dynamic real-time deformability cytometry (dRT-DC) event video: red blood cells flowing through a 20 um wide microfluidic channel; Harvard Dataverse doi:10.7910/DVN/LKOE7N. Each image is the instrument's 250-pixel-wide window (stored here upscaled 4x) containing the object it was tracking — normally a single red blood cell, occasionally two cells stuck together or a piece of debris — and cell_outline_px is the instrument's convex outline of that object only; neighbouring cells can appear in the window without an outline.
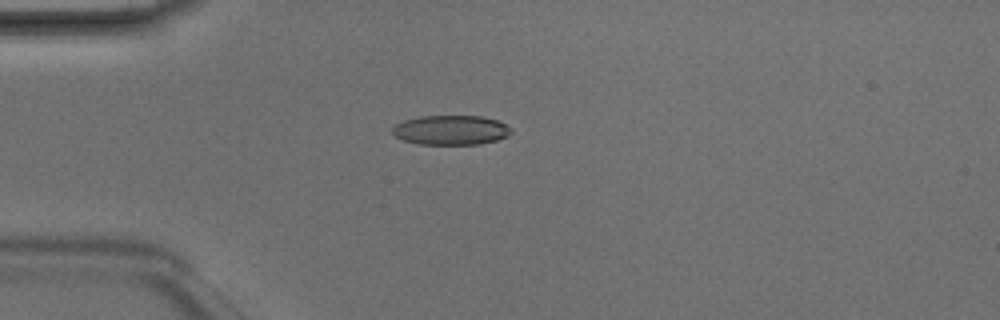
{"species": "Egyptian fruit bat (a non-hibernating species)", "species_latin": "Rousettus aegyptiacus", "temperature_condition": "room temperature", "stored_images_in_passage": 4, "camera_frame_rate_fps": 3000, "um_per_image_px": 0.085, "animal": {"sex": "male"}, "frame": {"image": 1, "passage_image": 4, "time_ms": 1.0, "image_size_px": [1000, 320], "cell_outline_px": [[512, 132], [508, 136], [496, 140], [480, 144], [420, 144], [404, 140], [396, 136], [392, 132], [392, 128], [396, 124], [404, 120], [420, 116], [480, 116], [496, 120], [512, 128]], "centroid_in_image_um": [38.33, 11.05], "position_along_channel_um": 46.7, "area_um2": 20.35}}